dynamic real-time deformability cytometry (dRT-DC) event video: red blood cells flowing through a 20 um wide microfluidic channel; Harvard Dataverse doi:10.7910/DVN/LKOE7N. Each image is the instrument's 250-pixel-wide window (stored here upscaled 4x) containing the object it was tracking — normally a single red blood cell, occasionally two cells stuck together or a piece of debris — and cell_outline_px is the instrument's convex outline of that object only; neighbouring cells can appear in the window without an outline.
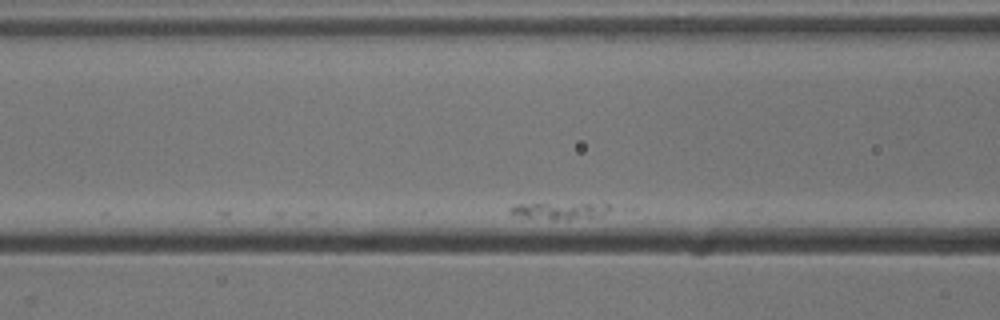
{"species": "common noctule bat (a hibernating species)", "species_latin": "Nyctalus noctula", "temperature_condition": "cold", "stored_images_in_passage": 17, "camera_frame_rate_fps": 3000, "um_per_image_px": 0.085, "animal": {"sex": "male", "body_mass_g": 13.3}, "frame": {"image": 1, "passage_image": 6, "time_ms": 1.667, "image_size_px": [1000, 320], "cell_outline_px": [[612, 208], [600, 216], [568, 220], [552, 220], [520, 216], [508, 212], [508, 208], [516, 204], [604, 200], [612, 204]], "centroid_in_image_um": [47.76, 17.84], "position_along_channel_um": 118.8, "area_um2": 11.16}}
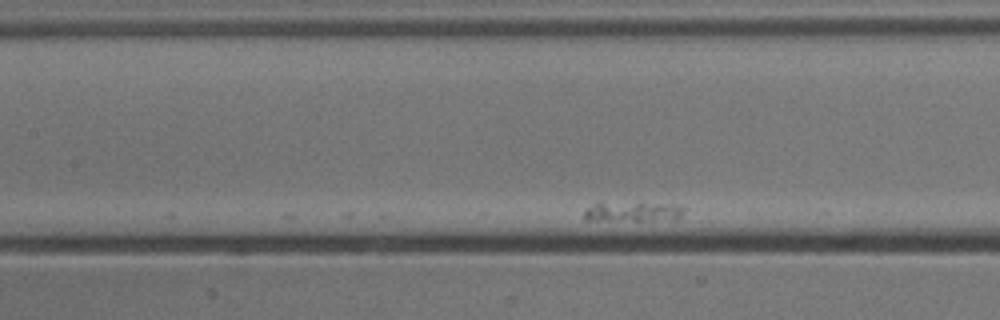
{"frame": {"image": 2, "passage_image": 10, "time_ms": 3.0, "image_size_px": [1000, 320], "cell_outline_px": [[684, 208], [680, 216], [676, 220], [584, 220], [584, 212], [588, 208], [596, 204], [672, 204]], "centroid_in_image_um": [53.82, 18.03], "position_along_channel_um": 153.6, "area_um2": 10.81}}
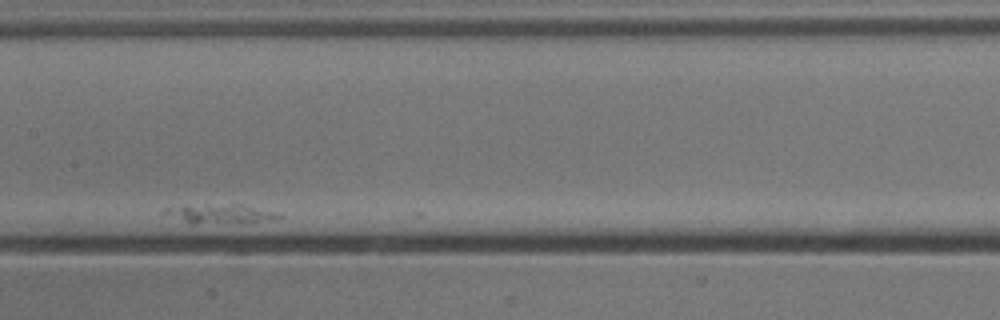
{"frame": {"image": 3, "passage_image": 14, "time_ms": 4.333, "image_size_px": [1000, 320], "cell_outline_px": [[284, 216], [240, 224], [192, 224], [184, 220], [176, 212], [180, 208], [232, 204], [240, 204]], "centroid_in_image_um": [19.06, 18.24], "position_along_channel_um": 188.3, "area_um2": 10.92}}